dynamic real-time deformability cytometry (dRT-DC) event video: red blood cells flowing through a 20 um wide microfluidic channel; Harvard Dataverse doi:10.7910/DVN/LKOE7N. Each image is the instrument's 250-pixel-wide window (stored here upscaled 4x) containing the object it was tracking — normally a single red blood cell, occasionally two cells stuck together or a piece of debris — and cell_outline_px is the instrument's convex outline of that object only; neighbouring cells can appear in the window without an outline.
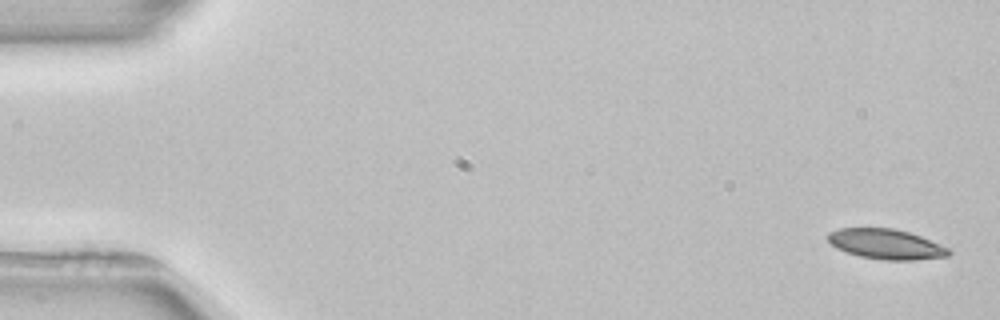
{"species": "common noctule bat (a hibernating species)", "species_latin": "Nyctalus noctula", "temperature_condition": "room temperature", "stored_images_in_passage": 5, "camera_frame_rate_fps": 3000, "um_per_image_px": 0.085, "animal": {"sex": "female", "body_mass_g": 22.7, "forearm_length_mm": 54.2}, "frame": {"image": 1, "passage_image": 1, "time_ms": 0.0, "image_size_px": [1000, 320], "cell_outline_px": [[952, 252], [948, 256], [916, 260], [884, 260], [860, 256], [836, 248], [828, 240], [828, 232], [840, 228], [896, 228], [920, 236], [948, 248]], "centroid_in_image_um": [75.31, 20.75], "position_along_channel_um": 9.7, "area_um2": 21.04}}
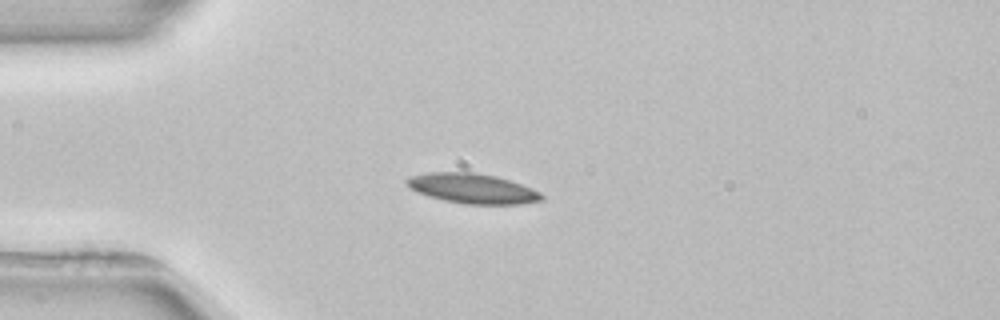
{"frame": {"image": 2, "passage_image": 4, "time_ms": 4.0, "image_size_px": [1000, 320], "cell_outline_px": [[544, 200], [520, 204], [464, 204], [444, 200], [428, 196], [412, 188], [404, 180], [408, 176], [428, 172], [472, 172], [496, 176], [532, 188], [540, 192], [544, 196]], "centroid_in_image_um": [40.17, 16.02], "position_along_channel_um": 44.8, "area_um2": 23.41}}
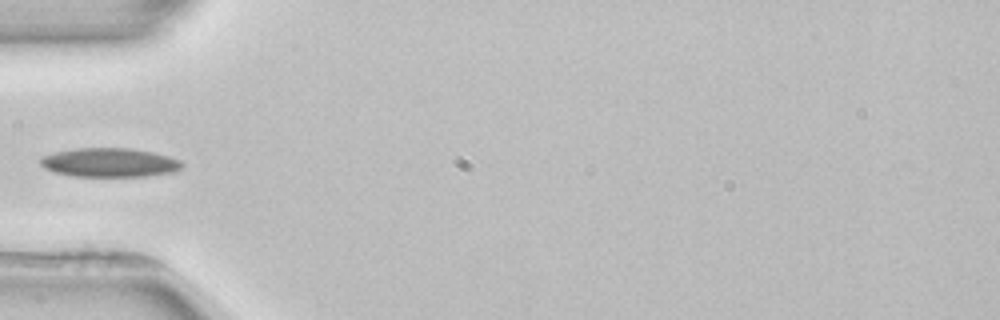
{"frame": {"image": 3, "passage_image": 5, "time_ms": 5.333, "image_size_px": [1000, 320], "cell_outline_px": [[184, 164], [176, 172], [144, 176], [76, 176], [56, 172], [44, 168], [40, 164], [40, 156], [56, 152], [76, 148], [128, 148], [152, 152], [168, 156], [180, 160]], "centroid_in_image_um": [9.31, 13.81], "position_along_channel_um": 75.7, "area_um2": 23.81}}